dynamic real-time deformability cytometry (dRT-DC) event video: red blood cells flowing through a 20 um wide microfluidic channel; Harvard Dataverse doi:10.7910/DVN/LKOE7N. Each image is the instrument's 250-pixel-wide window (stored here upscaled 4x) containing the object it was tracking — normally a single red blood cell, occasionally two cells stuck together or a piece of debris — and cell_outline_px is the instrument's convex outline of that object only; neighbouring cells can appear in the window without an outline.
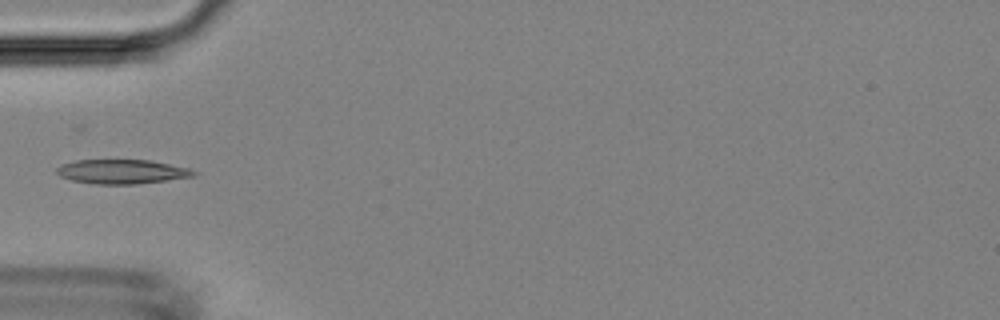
{"species": "Egyptian fruit bat (a non-hibernating species)", "species_latin": "Rousettus aegyptiacus", "temperature_condition": "room temperature", "stored_images_in_passage": 5, "camera_frame_rate_fps": 3000, "um_per_image_px": 0.085, "animal": {"sex": "female"}, "frame": {"image": 1, "passage_image": 4, "time_ms": 3.667, "image_size_px": [1000, 320], "cell_outline_px": [[200, 172], [196, 176], [136, 184], [92, 184], [72, 180], [60, 176], [56, 172], [56, 168], [60, 164], [76, 160], [152, 160], [192, 168]], "centroid_in_image_um": [10.42, 14.58], "position_along_channel_um": 74.6, "area_um2": 19.71}}